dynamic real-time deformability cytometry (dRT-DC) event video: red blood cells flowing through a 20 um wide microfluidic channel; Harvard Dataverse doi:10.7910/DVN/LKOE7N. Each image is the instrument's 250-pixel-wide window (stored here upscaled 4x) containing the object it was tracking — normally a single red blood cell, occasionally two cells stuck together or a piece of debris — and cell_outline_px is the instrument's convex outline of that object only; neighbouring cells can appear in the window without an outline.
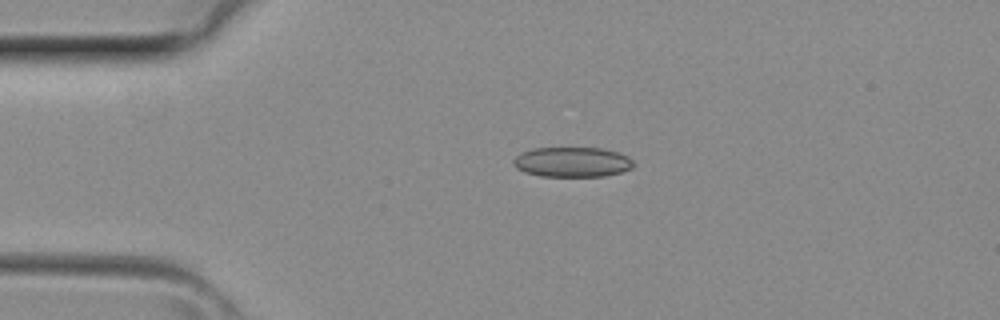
{"species": "common noctule bat (a hibernating species)", "species_latin": "Nyctalus noctula", "temperature_condition": "room temperature", "stored_images_in_passage": 3, "segment_of_instrument_passage": [1, 2], "camera_frame_rate_fps": 3000, "um_per_image_px": 0.085, "animal": {"sex": "female", "body_mass_g": 29.2, "forearm_length_mm": 56.3}, "frame": {"image": 1, "passage_image": 1, "time_ms": 0.0, "image_size_px": [1000, 320], "cell_outline_px": [[632, 168], [620, 172], [604, 176], [540, 176], [524, 172], [516, 168], [512, 164], [512, 160], [516, 156], [532, 148], [600, 148], [620, 152], [628, 156], [632, 160]], "centroid_in_image_um": [48.62, 13.77], "position_along_channel_um": 36.4, "area_um2": 20.98}}